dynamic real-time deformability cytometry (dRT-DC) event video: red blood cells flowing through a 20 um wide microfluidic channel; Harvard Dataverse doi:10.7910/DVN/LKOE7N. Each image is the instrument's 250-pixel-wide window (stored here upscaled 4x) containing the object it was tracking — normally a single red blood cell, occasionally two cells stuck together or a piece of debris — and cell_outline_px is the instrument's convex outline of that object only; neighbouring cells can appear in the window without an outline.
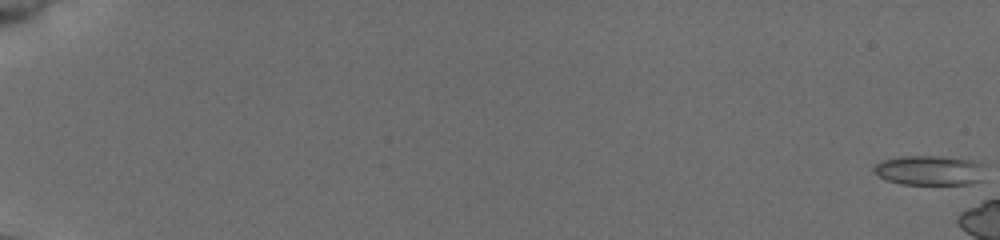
{"species": "common noctule bat (a hibernating species)", "species_latin": "Nyctalus noctula", "temperature_condition": "cold", "stored_images_in_passage": 4, "camera_frame_rate_fps": 3000, "um_per_image_px": 0.085, "animal": {"sex": "female", "body_mass_g": 19.5, "forearm_length_mm": 54.1}, "frame": {"image": 1, "passage_image": 1, "time_ms": 0.0, "image_size_px": [1000, 240], "cell_outline_px": [[984, 180], [972, 184], [900, 184], [884, 180], [872, 168], [880, 160], [904, 156], [940, 156], [980, 160], [984, 164]], "centroid_in_image_um": [79.1, 14.47], "position_along_channel_um": 5.9, "area_um2": 19.83}}